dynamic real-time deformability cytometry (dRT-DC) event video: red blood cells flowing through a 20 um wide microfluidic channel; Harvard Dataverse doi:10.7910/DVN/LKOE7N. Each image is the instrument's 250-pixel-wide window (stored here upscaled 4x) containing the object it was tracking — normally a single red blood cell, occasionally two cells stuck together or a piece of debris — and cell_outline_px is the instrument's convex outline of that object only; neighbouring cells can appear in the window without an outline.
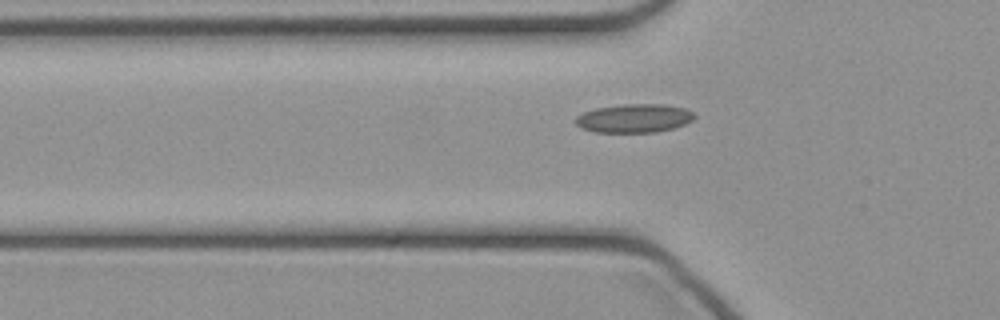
{"species": "common noctule bat (a hibernating species)", "species_latin": "Nyctalus noctula", "temperature_condition": "cold", "stored_images_in_passage": 29, "camera_frame_rate_fps": 3000, "um_per_image_px": 0.085, "animal": {"sex": "female", "body_mass_g": 21.9}, "frame": {"image": 1, "passage_image": 2, "time_ms": 0.333, "image_size_px": [1000, 320], "cell_outline_px": [[696, 116], [692, 120], [684, 124], [672, 128], [656, 132], [592, 132], [580, 128], [576, 124], [576, 116], [584, 112], [596, 108], [624, 104], [664, 104], [684, 108], [692, 112]], "centroid_in_image_um": [53.88, 10.05], "position_along_channel_um": 71.9, "area_um2": 19.77}}
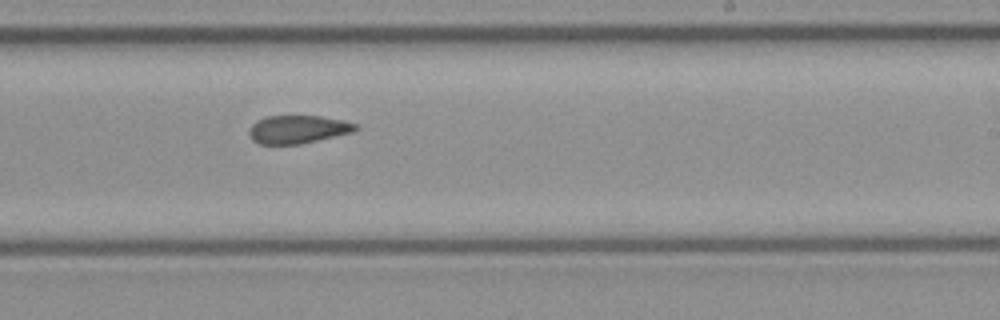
{"frame": {"image": 2, "passage_image": 15, "time_ms": 4.667, "image_size_px": [1000, 320], "cell_outline_px": [[360, 128], [352, 132], [300, 144], [260, 144], [252, 140], [248, 136], [248, 128], [252, 124], [268, 116], [320, 116], [340, 120], [356, 124]], "centroid_in_image_um": [25.28, 11.0], "position_along_channel_um": 263.7, "area_um2": 17.28}}
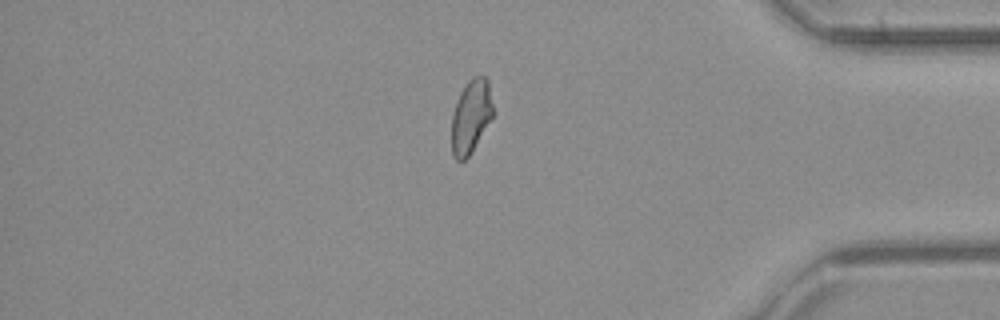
{"frame": {"image": 3, "passage_image": 26, "time_ms": 8.333, "image_size_px": [1000, 320], "cell_outline_px": [[492, 116], [472, 152], [464, 160], [456, 160], [452, 156], [452, 116], [460, 92], [468, 80], [472, 76], [484, 76], [488, 80], [492, 104]], "centroid_in_image_um": [40.01, 9.89], "position_along_channel_um": 395.2, "area_um2": 17.46}}